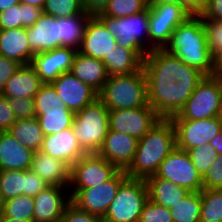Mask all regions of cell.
I'll list each match as a JSON object with an SVG mask.
<instances>
[{"instance_id": "21", "label": "cell", "mask_w": 222, "mask_h": 222, "mask_svg": "<svg viewBox=\"0 0 222 222\" xmlns=\"http://www.w3.org/2000/svg\"><path fill=\"white\" fill-rule=\"evenodd\" d=\"M40 150L58 160L68 163L70 166L87 154L81 148L72 127L45 136Z\"/></svg>"}, {"instance_id": "50", "label": "cell", "mask_w": 222, "mask_h": 222, "mask_svg": "<svg viewBox=\"0 0 222 222\" xmlns=\"http://www.w3.org/2000/svg\"><path fill=\"white\" fill-rule=\"evenodd\" d=\"M200 16L202 19L222 21V0H206L205 8Z\"/></svg>"}, {"instance_id": "54", "label": "cell", "mask_w": 222, "mask_h": 222, "mask_svg": "<svg viewBox=\"0 0 222 222\" xmlns=\"http://www.w3.org/2000/svg\"><path fill=\"white\" fill-rule=\"evenodd\" d=\"M20 4H28L43 9L46 0H19Z\"/></svg>"}, {"instance_id": "34", "label": "cell", "mask_w": 222, "mask_h": 222, "mask_svg": "<svg viewBox=\"0 0 222 222\" xmlns=\"http://www.w3.org/2000/svg\"><path fill=\"white\" fill-rule=\"evenodd\" d=\"M206 31L207 42L212 52L215 75L222 72V21L202 19Z\"/></svg>"}, {"instance_id": "44", "label": "cell", "mask_w": 222, "mask_h": 222, "mask_svg": "<svg viewBox=\"0 0 222 222\" xmlns=\"http://www.w3.org/2000/svg\"><path fill=\"white\" fill-rule=\"evenodd\" d=\"M60 222H103V219L100 216L79 209L70 202L62 214Z\"/></svg>"}, {"instance_id": "17", "label": "cell", "mask_w": 222, "mask_h": 222, "mask_svg": "<svg viewBox=\"0 0 222 222\" xmlns=\"http://www.w3.org/2000/svg\"><path fill=\"white\" fill-rule=\"evenodd\" d=\"M33 199L34 222H60L66 206L71 202L69 186L50 185Z\"/></svg>"}, {"instance_id": "38", "label": "cell", "mask_w": 222, "mask_h": 222, "mask_svg": "<svg viewBox=\"0 0 222 222\" xmlns=\"http://www.w3.org/2000/svg\"><path fill=\"white\" fill-rule=\"evenodd\" d=\"M0 191L5 200L25 195L24 171L1 170Z\"/></svg>"}, {"instance_id": "42", "label": "cell", "mask_w": 222, "mask_h": 222, "mask_svg": "<svg viewBox=\"0 0 222 222\" xmlns=\"http://www.w3.org/2000/svg\"><path fill=\"white\" fill-rule=\"evenodd\" d=\"M138 222H173V220L170 209L148 199L143 206Z\"/></svg>"}, {"instance_id": "47", "label": "cell", "mask_w": 222, "mask_h": 222, "mask_svg": "<svg viewBox=\"0 0 222 222\" xmlns=\"http://www.w3.org/2000/svg\"><path fill=\"white\" fill-rule=\"evenodd\" d=\"M16 120L8 98L0 94V132L8 131Z\"/></svg>"}, {"instance_id": "25", "label": "cell", "mask_w": 222, "mask_h": 222, "mask_svg": "<svg viewBox=\"0 0 222 222\" xmlns=\"http://www.w3.org/2000/svg\"><path fill=\"white\" fill-rule=\"evenodd\" d=\"M42 84L35 69L30 64L21 65L6 82L0 94L8 99L34 98Z\"/></svg>"}, {"instance_id": "48", "label": "cell", "mask_w": 222, "mask_h": 222, "mask_svg": "<svg viewBox=\"0 0 222 222\" xmlns=\"http://www.w3.org/2000/svg\"><path fill=\"white\" fill-rule=\"evenodd\" d=\"M164 2L181 4L191 15H200L206 5V0H148V5H156Z\"/></svg>"}, {"instance_id": "53", "label": "cell", "mask_w": 222, "mask_h": 222, "mask_svg": "<svg viewBox=\"0 0 222 222\" xmlns=\"http://www.w3.org/2000/svg\"><path fill=\"white\" fill-rule=\"evenodd\" d=\"M20 4L19 0H0V12Z\"/></svg>"}, {"instance_id": "23", "label": "cell", "mask_w": 222, "mask_h": 222, "mask_svg": "<svg viewBox=\"0 0 222 222\" xmlns=\"http://www.w3.org/2000/svg\"><path fill=\"white\" fill-rule=\"evenodd\" d=\"M34 151L20 144L7 131L0 132V171L29 170Z\"/></svg>"}, {"instance_id": "29", "label": "cell", "mask_w": 222, "mask_h": 222, "mask_svg": "<svg viewBox=\"0 0 222 222\" xmlns=\"http://www.w3.org/2000/svg\"><path fill=\"white\" fill-rule=\"evenodd\" d=\"M42 14L43 10L33 5L18 4L11 6L9 9L0 12V30L31 27Z\"/></svg>"}, {"instance_id": "49", "label": "cell", "mask_w": 222, "mask_h": 222, "mask_svg": "<svg viewBox=\"0 0 222 222\" xmlns=\"http://www.w3.org/2000/svg\"><path fill=\"white\" fill-rule=\"evenodd\" d=\"M15 60L0 56V92L10 77L20 68Z\"/></svg>"}, {"instance_id": "4", "label": "cell", "mask_w": 222, "mask_h": 222, "mask_svg": "<svg viewBox=\"0 0 222 222\" xmlns=\"http://www.w3.org/2000/svg\"><path fill=\"white\" fill-rule=\"evenodd\" d=\"M98 98L109 111L148 106L147 81L143 69L127 75L109 76Z\"/></svg>"}, {"instance_id": "41", "label": "cell", "mask_w": 222, "mask_h": 222, "mask_svg": "<svg viewBox=\"0 0 222 222\" xmlns=\"http://www.w3.org/2000/svg\"><path fill=\"white\" fill-rule=\"evenodd\" d=\"M198 173L203 176L218 158L216 150L208 143L186 151Z\"/></svg>"}, {"instance_id": "8", "label": "cell", "mask_w": 222, "mask_h": 222, "mask_svg": "<svg viewBox=\"0 0 222 222\" xmlns=\"http://www.w3.org/2000/svg\"><path fill=\"white\" fill-rule=\"evenodd\" d=\"M149 199L145 180L127 178L119 187L103 222H138Z\"/></svg>"}, {"instance_id": "6", "label": "cell", "mask_w": 222, "mask_h": 222, "mask_svg": "<svg viewBox=\"0 0 222 222\" xmlns=\"http://www.w3.org/2000/svg\"><path fill=\"white\" fill-rule=\"evenodd\" d=\"M72 129L87 154L97 153L109 131V110L96 99L75 113Z\"/></svg>"}, {"instance_id": "31", "label": "cell", "mask_w": 222, "mask_h": 222, "mask_svg": "<svg viewBox=\"0 0 222 222\" xmlns=\"http://www.w3.org/2000/svg\"><path fill=\"white\" fill-rule=\"evenodd\" d=\"M7 132L34 152L41 149L45 137L36 118L17 119Z\"/></svg>"}, {"instance_id": "14", "label": "cell", "mask_w": 222, "mask_h": 222, "mask_svg": "<svg viewBox=\"0 0 222 222\" xmlns=\"http://www.w3.org/2000/svg\"><path fill=\"white\" fill-rule=\"evenodd\" d=\"M160 117L150 106L109 111V129L128 134L139 140L158 122Z\"/></svg>"}, {"instance_id": "28", "label": "cell", "mask_w": 222, "mask_h": 222, "mask_svg": "<svg viewBox=\"0 0 222 222\" xmlns=\"http://www.w3.org/2000/svg\"><path fill=\"white\" fill-rule=\"evenodd\" d=\"M107 70L108 76L127 75L139 71L143 67V60L133 51L122 46L101 60Z\"/></svg>"}, {"instance_id": "55", "label": "cell", "mask_w": 222, "mask_h": 222, "mask_svg": "<svg viewBox=\"0 0 222 222\" xmlns=\"http://www.w3.org/2000/svg\"><path fill=\"white\" fill-rule=\"evenodd\" d=\"M0 222H27V221H21V220H17V219H11V218L4 217V216L0 215Z\"/></svg>"}, {"instance_id": "11", "label": "cell", "mask_w": 222, "mask_h": 222, "mask_svg": "<svg viewBox=\"0 0 222 222\" xmlns=\"http://www.w3.org/2000/svg\"><path fill=\"white\" fill-rule=\"evenodd\" d=\"M155 176L172 181L190 192L203 189L202 176L194 167L188 153L178 147H175L159 165Z\"/></svg>"}, {"instance_id": "30", "label": "cell", "mask_w": 222, "mask_h": 222, "mask_svg": "<svg viewBox=\"0 0 222 222\" xmlns=\"http://www.w3.org/2000/svg\"><path fill=\"white\" fill-rule=\"evenodd\" d=\"M91 14H78L66 18H58L60 23V47L79 50L85 35L87 22Z\"/></svg>"}, {"instance_id": "33", "label": "cell", "mask_w": 222, "mask_h": 222, "mask_svg": "<svg viewBox=\"0 0 222 222\" xmlns=\"http://www.w3.org/2000/svg\"><path fill=\"white\" fill-rule=\"evenodd\" d=\"M173 222H200V191L189 192L180 202L170 208Z\"/></svg>"}, {"instance_id": "22", "label": "cell", "mask_w": 222, "mask_h": 222, "mask_svg": "<svg viewBox=\"0 0 222 222\" xmlns=\"http://www.w3.org/2000/svg\"><path fill=\"white\" fill-rule=\"evenodd\" d=\"M30 170L40 176L49 185H70L71 166L41 150L34 152Z\"/></svg>"}, {"instance_id": "10", "label": "cell", "mask_w": 222, "mask_h": 222, "mask_svg": "<svg viewBox=\"0 0 222 222\" xmlns=\"http://www.w3.org/2000/svg\"><path fill=\"white\" fill-rule=\"evenodd\" d=\"M127 178L125 170H119L111 179L96 187L69 189L71 202L79 209L103 218L115 198L120 185Z\"/></svg>"}, {"instance_id": "45", "label": "cell", "mask_w": 222, "mask_h": 222, "mask_svg": "<svg viewBox=\"0 0 222 222\" xmlns=\"http://www.w3.org/2000/svg\"><path fill=\"white\" fill-rule=\"evenodd\" d=\"M202 180L203 189H222V157L218 156Z\"/></svg>"}, {"instance_id": "3", "label": "cell", "mask_w": 222, "mask_h": 222, "mask_svg": "<svg viewBox=\"0 0 222 222\" xmlns=\"http://www.w3.org/2000/svg\"><path fill=\"white\" fill-rule=\"evenodd\" d=\"M175 147L173 122L160 118L146 135L138 140L134 159L125 170L128 178L146 180L154 176L159 165Z\"/></svg>"}, {"instance_id": "2", "label": "cell", "mask_w": 222, "mask_h": 222, "mask_svg": "<svg viewBox=\"0 0 222 222\" xmlns=\"http://www.w3.org/2000/svg\"><path fill=\"white\" fill-rule=\"evenodd\" d=\"M164 50L205 76L215 75L212 52L200 15H192L173 31Z\"/></svg>"}, {"instance_id": "27", "label": "cell", "mask_w": 222, "mask_h": 222, "mask_svg": "<svg viewBox=\"0 0 222 222\" xmlns=\"http://www.w3.org/2000/svg\"><path fill=\"white\" fill-rule=\"evenodd\" d=\"M145 181L149 199L167 209L174 207L190 192L172 181L158 178L155 175Z\"/></svg>"}, {"instance_id": "20", "label": "cell", "mask_w": 222, "mask_h": 222, "mask_svg": "<svg viewBox=\"0 0 222 222\" xmlns=\"http://www.w3.org/2000/svg\"><path fill=\"white\" fill-rule=\"evenodd\" d=\"M26 32L34 54L60 47V23L54 16L43 13L33 26L26 28Z\"/></svg>"}, {"instance_id": "5", "label": "cell", "mask_w": 222, "mask_h": 222, "mask_svg": "<svg viewBox=\"0 0 222 222\" xmlns=\"http://www.w3.org/2000/svg\"><path fill=\"white\" fill-rule=\"evenodd\" d=\"M95 16L114 35L119 46L133 50L142 60L150 52L149 8L123 18L109 17L101 12Z\"/></svg>"}, {"instance_id": "15", "label": "cell", "mask_w": 222, "mask_h": 222, "mask_svg": "<svg viewBox=\"0 0 222 222\" xmlns=\"http://www.w3.org/2000/svg\"><path fill=\"white\" fill-rule=\"evenodd\" d=\"M78 51L69 47H59L51 51L37 53L30 65L43 84H51L61 74L70 72Z\"/></svg>"}, {"instance_id": "46", "label": "cell", "mask_w": 222, "mask_h": 222, "mask_svg": "<svg viewBox=\"0 0 222 222\" xmlns=\"http://www.w3.org/2000/svg\"><path fill=\"white\" fill-rule=\"evenodd\" d=\"M25 179V195L30 197H35L41 191L50 186L45 182L40 176L35 174L33 171L24 170Z\"/></svg>"}, {"instance_id": "57", "label": "cell", "mask_w": 222, "mask_h": 222, "mask_svg": "<svg viewBox=\"0 0 222 222\" xmlns=\"http://www.w3.org/2000/svg\"><path fill=\"white\" fill-rule=\"evenodd\" d=\"M219 117H220V119H221V124H222V111H221V114H220Z\"/></svg>"}, {"instance_id": "32", "label": "cell", "mask_w": 222, "mask_h": 222, "mask_svg": "<svg viewBox=\"0 0 222 222\" xmlns=\"http://www.w3.org/2000/svg\"><path fill=\"white\" fill-rule=\"evenodd\" d=\"M74 116L71 110L36 112V119L45 136L71 128Z\"/></svg>"}, {"instance_id": "13", "label": "cell", "mask_w": 222, "mask_h": 222, "mask_svg": "<svg viewBox=\"0 0 222 222\" xmlns=\"http://www.w3.org/2000/svg\"><path fill=\"white\" fill-rule=\"evenodd\" d=\"M175 128L176 147L187 151L204 146L222 132L219 116L199 120H171Z\"/></svg>"}, {"instance_id": "40", "label": "cell", "mask_w": 222, "mask_h": 222, "mask_svg": "<svg viewBox=\"0 0 222 222\" xmlns=\"http://www.w3.org/2000/svg\"><path fill=\"white\" fill-rule=\"evenodd\" d=\"M34 101L36 112L69 110L52 84H42L38 93L34 96Z\"/></svg>"}, {"instance_id": "51", "label": "cell", "mask_w": 222, "mask_h": 222, "mask_svg": "<svg viewBox=\"0 0 222 222\" xmlns=\"http://www.w3.org/2000/svg\"><path fill=\"white\" fill-rule=\"evenodd\" d=\"M108 0H82V5L87 14L96 15L103 11Z\"/></svg>"}, {"instance_id": "52", "label": "cell", "mask_w": 222, "mask_h": 222, "mask_svg": "<svg viewBox=\"0 0 222 222\" xmlns=\"http://www.w3.org/2000/svg\"><path fill=\"white\" fill-rule=\"evenodd\" d=\"M209 144L216 150L217 155L222 157V132L216 135Z\"/></svg>"}, {"instance_id": "12", "label": "cell", "mask_w": 222, "mask_h": 222, "mask_svg": "<svg viewBox=\"0 0 222 222\" xmlns=\"http://www.w3.org/2000/svg\"><path fill=\"white\" fill-rule=\"evenodd\" d=\"M119 169L97 153L86 154L71 166L69 189L96 187L111 179Z\"/></svg>"}, {"instance_id": "56", "label": "cell", "mask_w": 222, "mask_h": 222, "mask_svg": "<svg viewBox=\"0 0 222 222\" xmlns=\"http://www.w3.org/2000/svg\"><path fill=\"white\" fill-rule=\"evenodd\" d=\"M4 203H5V199H4V197H3V195L1 194V191H0V215L3 212Z\"/></svg>"}, {"instance_id": "36", "label": "cell", "mask_w": 222, "mask_h": 222, "mask_svg": "<svg viewBox=\"0 0 222 222\" xmlns=\"http://www.w3.org/2000/svg\"><path fill=\"white\" fill-rule=\"evenodd\" d=\"M4 217L21 221L34 222V199L26 195L5 200L3 212Z\"/></svg>"}, {"instance_id": "7", "label": "cell", "mask_w": 222, "mask_h": 222, "mask_svg": "<svg viewBox=\"0 0 222 222\" xmlns=\"http://www.w3.org/2000/svg\"><path fill=\"white\" fill-rule=\"evenodd\" d=\"M222 111V79L205 76L177 115L170 120H199L220 116Z\"/></svg>"}, {"instance_id": "24", "label": "cell", "mask_w": 222, "mask_h": 222, "mask_svg": "<svg viewBox=\"0 0 222 222\" xmlns=\"http://www.w3.org/2000/svg\"><path fill=\"white\" fill-rule=\"evenodd\" d=\"M35 54L31 51L25 27L0 30V56L29 65Z\"/></svg>"}, {"instance_id": "39", "label": "cell", "mask_w": 222, "mask_h": 222, "mask_svg": "<svg viewBox=\"0 0 222 222\" xmlns=\"http://www.w3.org/2000/svg\"><path fill=\"white\" fill-rule=\"evenodd\" d=\"M43 13L56 18H66L78 14H87L82 0H46Z\"/></svg>"}, {"instance_id": "26", "label": "cell", "mask_w": 222, "mask_h": 222, "mask_svg": "<svg viewBox=\"0 0 222 222\" xmlns=\"http://www.w3.org/2000/svg\"><path fill=\"white\" fill-rule=\"evenodd\" d=\"M70 73L93 88L97 93L100 92L109 77L101 60L80 52L76 53Z\"/></svg>"}, {"instance_id": "35", "label": "cell", "mask_w": 222, "mask_h": 222, "mask_svg": "<svg viewBox=\"0 0 222 222\" xmlns=\"http://www.w3.org/2000/svg\"><path fill=\"white\" fill-rule=\"evenodd\" d=\"M200 221H222V189H202Z\"/></svg>"}, {"instance_id": "16", "label": "cell", "mask_w": 222, "mask_h": 222, "mask_svg": "<svg viewBox=\"0 0 222 222\" xmlns=\"http://www.w3.org/2000/svg\"><path fill=\"white\" fill-rule=\"evenodd\" d=\"M51 84L63 100L66 108L74 113L98 99V93L93 88L80 81L70 72L61 74Z\"/></svg>"}, {"instance_id": "18", "label": "cell", "mask_w": 222, "mask_h": 222, "mask_svg": "<svg viewBox=\"0 0 222 222\" xmlns=\"http://www.w3.org/2000/svg\"><path fill=\"white\" fill-rule=\"evenodd\" d=\"M118 46L117 39L110 34L105 25L92 15L86 26L78 52L95 59L108 58Z\"/></svg>"}, {"instance_id": "43", "label": "cell", "mask_w": 222, "mask_h": 222, "mask_svg": "<svg viewBox=\"0 0 222 222\" xmlns=\"http://www.w3.org/2000/svg\"><path fill=\"white\" fill-rule=\"evenodd\" d=\"M16 119L36 118L34 98L8 99Z\"/></svg>"}, {"instance_id": "19", "label": "cell", "mask_w": 222, "mask_h": 222, "mask_svg": "<svg viewBox=\"0 0 222 222\" xmlns=\"http://www.w3.org/2000/svg\"><path fill=\"white\" fill-rule=\"evenodd\" d=\"M137 145L138 140L130 135L109 129L97 154L119 170H126L134 159Z\"/></svg>"}, {"instance_id": "9", "label": "cell", "mask_w": 222, "mask_h": 222, "mask_svg": "<svg viewBox=\"0 0 222 222\" xmlns=\"http://www.w3.org/2000/svg\"><path fill=\"white\" fill-rule=\"evenodd\" d=\"M150 52L164 49L174 29L192 16L181 4L164 2L148 5Z\"/></svg>"}, {"instance_id": "37", "label": "cell", "mask_w": 222, "mask_h": 222, "mask_svg": "<svg viewBox=\"0 0 222 222\" xmlns=\"http://www.w3.org/2000/svg\"><path fill=\"white\" fill-rule=\"evenodd\" d=\"M148 0H108L101 12L109 17L123 18L145 11Z\"/></svg>"}, {"instance_id": "1", "label": "cell", "mask_w": 222, "mask_h": 222, "mask_svg": "<svg viewBox=\"0 0 222 222\" xmlns=\"http://www.w3.org/2000/svg\"><path fill=\"white\" fill-rule=\"evenodd\" d=\"M148 104L160 118L177 115L205 75L174 54L155 49L143 59Z\"/></svg>"}]
</instances>
